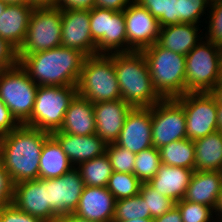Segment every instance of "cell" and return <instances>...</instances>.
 <instances>
[{
  "label": "cell",
  "mask_w": 222,
  "mask_h": 222,
  "mask_svg": "<svg viewBox=\"0 0 222 222\" xmlns=\"http://www.w3.org/2000/svg\"><path fill=\"white\" fill-rule=\"evenodd\" d=\"M147 61L155 90L163 99L185 94V55L161 47L157 42L141 51Z\"/></svg>",
  "instance_id": "cell-4"
},
{
  "label": "cell",
  "mask_w": 222,
  "mask_h": 222,
  "mask_svg": "<svg viewBox=\"0 0 222 222\" xmlns=\"http://www.w3.org/2000/svg\"><path fill=\"white\" fill-rule=\"evenodd\" d=\"M139 194L146 203L147 210L150 211L151 219L164 215L175 206V202L169 197L160 194L148 182L141 184Z\"/></svg>",
  "instance_id": "cell-33"
},
{
  "label": "cell",
  "mask_w": 222,
  "mask_h": 222,
  "mask_svg": "<svg viewBox=\"0 0 222 222\" xmlns=\"http://www.w3.org/2000/svg\"><path fill=\"white\" fill-rule=\"evenodd\" d=\"M95 0H56V7L59 9H92Z\"/></svg>",
  "instance_id": "cell-44"
},
{
  "label": "cell",
  "mask_w": 222,
  "mask_h": 222,
  "mask_svg": "<svg viewBox=\"0 0 222 222\" xmlns=\"http://www.w3.org/2000/svg\"><path fill=\"white\" fill-rule=\"evenodd\" d=\"M73 167L68 156L63 152L59 142L50 135L42 146L39 164V179L61 177Z\"/></svg>",
  "instance_id": "cell-26"
},
{
  "label": "cell",
  "mask_w": 222,
  "mask_h": 222,
  "mask_svg": "<svg viewBox=\"0 0 222 222\" xmlns=\"http://www.w3.org/2000/svg\"><path fill=\"white\" fill-rule=\"evenodd\" d=\"M161 164L184 167L195 171L194 141L184 138L159 148Z\"/></svg>",
  "instance_id": "cell-28"
},
{
  "label": "cell",
  "mask_w": 222,
  "mask_h": 222,
  "mask_svg": "<svg viewBox=\"0 0 222 222\" xmlns=\"http://www.w3.org/2000/svg\"><path fill=\"white\" fill-rule=\"evenodd\" d=\"M7 4L0 0V16L4 12Z\"/></svg>",
  "instance_id": "cell-55"
},
{
  "label": "cell",
  "mask_w": 222,
  "mask_h": 222,
  "mask_svg": "<svg viewBox=\"0 0 222 222\" xmlns=\"http://www.w3.org/2000/svg\"><path fill=\"white\" fill-rule=\"evenodd\" d=\"M161 157L159 149L154 146L136 154L134 175L143 183L149 182L159 170Z\"/></svg>",
  "instance_id": "cell-32"
},
{
  "label": "cell",
  "mask_w": 222,
  "mask_h": 222,
  "mask_svg": "<svg viewBox=\"0 0 222 222\" xmlns=\"http://www.w3.org/2000/svg\"><path fill=\"white\" fill-rule=\"evenodd\" d=\"M152 142L157 149L187 138L186 115L175 99H162L151 107Z\"/></svg>",
  "instance_id": "cell-12"
},
{
  "label": "cell",
  "mask_w": 222,
  "mask_h": 222,
  "mask_svg": "<svg viewBox=\"0 0 222 222\" xmlns=\"http://www.w3.org/2000/svg\"><path fill=\"white\" fill-rule=\"evenodd\" d=\"M62 12L57 7L33 9L25 40L17 55H28L61 46Z\"/></svg>",
  "instance_id": "cell-9"
},
{
  "label": "cell",
  "mask_w": 222,
  "mask_h": 222,
  "mask_svg": "<svg viewBox=\"0 0 222 222\" xmlns=\"http://www.w3.org/2000/svg\"><path fill=\"white\" fill-rule=\"evenodd\" d=\"M196 24L178 23L160 27L157 43L166 49L187 55L199 42Z\"/></svg>",
  "instance_id": "cell-25"
},
{
  "label": "cell",
  "mask_w": 222,
  "mask_h": 222,
  "mask_svg": "<svg viewBox=\"0 0 222 222\" xmlns=\"http://www.w3.org/2000/svg\"><path fill=\"white\" fill-rule=\"evenodd\" d=\"M0 222H43L40 218L32 216L17 209L13 204L0 208Z\"/></svg>",
  "instance_id": "cell-38"
},
{
  "label": "cell",
  "mask_w": 222,
  "mask_h": 222,
  "mask_svg": "<svg viewBox=\"0 0 222 222\" xmlns=\"http://www.w3.org/2000/svg\"><path fill=\"white\" fill-rule=\"evenodd\" d=\"M128 42V52H141L158 40V20L138 2H132L123 10Z\"/></svg>",
  "instance_id": "cell-13"
},
{
  "label": "cell",
  "mask_w": 222,
  "mask_h": 222,
  "mask_svg": "<svg viewBox=\"0 0 222 222\" xmlns=\"http://www.w3.org/2000/svg\"><path fill=\"white\" fill-rule=\"evenodd\" d=\"M77 86H38L30 119L24 124L48 133L61 128Z\"/></svg>",
  "instance_id": "cell-6"
},
{
  "label": "cell",
  "mask_w": 222,
  "mask_h": 222,
  "mask_svg": "<svg viewBox=\"0 0 222 222\" xmlns=\"http://www.w3.org/2000/svg\"><path fill=\"white\" fill-rule=\"evenodd\" d=\"M151 219L150 211L140 194L116 200L113 221Z\"/></svg>",
  "instance_id": "cell-31"
},
{
  "label": "cell",
  "mask_w": 222,
  "mask_h": 222,
  "mask_svg": "<svg viewBox=\"0 0 222 222\" xmlns=\"http://www.w3.org/2000/svg\"><path fill=\"white\" fill-rule=\"evenodd\" d=\"M32 9H43L56 7V0H29Z\"/></svg>",
  "instance_id": "cell-47"
},
{
  "label": "cell",
  "mask_w": 222,
  "mask_h": 222,
  "mask_svg": "<svg viewBox=\"0 0 222 222\" xmlns=\"http://www.w3.org/2000/svg\"><path fill=\"white\" fill-rule=\"evenodd\" d=\"M175 99L185 110L188 139L195 141L218 131L217 102L209 92H189Z\"/></svg>",
  "instance_id": "cell-11"
},
{
  "label": "cell",
  "mask_w": 222,
  "mask_h": 222,
  "mask_svg": "<svg viewBox=\"0 0 222 222\" xmlns=\"http://www.w3.org/2000/svg\"><path fill=\"white\" fill-rule=\"evenodd\" d=\"M13 183L0 161V208L12 204Z\"/></svg>",
  "instance_id": "cell-40"
},
{
  "label": "cell",
  "mask_w": 222,
  "mask_h": 222,
  "mask_svg": "<svg viewBox=\"0 0 222 222\" xmlns=\"http://www.w3.org/2000/svg\"><path fill=\"white\" fill-rule=\"evenodd\" d=\"M146 8L157 20L165 15L166 0H135Z\"/></svg>",
  "instance_id": "cell-43"
},
{
  "label": "cell",
  "mask_w": 222,
  "mask_h": 222,
  "mask_svg": "<svg viewBox=\"0 0 222 222\" xmlns=\"http://www.w3.org/2000/svg\"><path fill=\"white\" fill-rule=\"evenodd\" d=\"M12 204L17 209L40 218L43 222L57 220L48 204L47 179L38 178L13 185Z\"/></svg>",
  "instance_id": "cell-15"
},
{
  "label": "cell",
  "mask_w": 222,
  "mask_h": 222,
  "mask_svg": "<svg viewBox=\"0 0 222 222\" xmlns=\"http://www.w3.org/2000/svg\"><path fill=\"white\" fill-rule=\"evenodd\" d=\"M96 134L106 143H115L127 114L133 108L122 99L94 103Z\"/></svg>",
  "instance_id": "cell-18"
},
{
  "label": "cell",
  "mask_w": 222,
  "mask_h": 222,
  "mask_svg": "<svg viewBox=\"0 0 222 222\" xmlns=\"http://www.w3.org/2000/svg\"><path fill=\"white\" fill-rule=\"evenodd\" d=\"M37 89L38 85L19 63L0 71V99L20 125L30 119Z\"/></svg>",
  "instance_id": "cell-7"
},
{
  "label": "cell",
  "mask_w": 222,
  "mask_h": 222,
  "mask_svg": "<svg viewBox=\"0 0 222 222\" xmlns=\"http://www.w3.org/2000/svg\"><path fill=\"white\" fill-rule=\"evenodd\" d=\"M217 1H220V0H208V2H209L210 4H212V3H214V2H217Z\"/></svg>",
  "instance_id": "cell-56"
},
{
  "label": "cell",
  "mask_w": 222,
  "mask_h": 222,
  "mask_svg": "<svg viewBox=\"0 0 222 222\" xmlns=\"http://www.w3.org/2000/svg\"><path fill=\"white\" fill-rule=\"evenodd\" d=\"M89 16L90 32L93 41L96 43V55H109L110 53L112 54V52L128 53L123 11H113L93 7L89 10Z\"/></svg>",
  "instance_id": "cell-10"
},
{
  "label": "cell",
  "mask_w": 222,
  "mask_h": 222,
  "mask_svg": "<svg viewBox=\"0 0 222 222\" xmlns=\"http://www.w3.org/2000/svg\"><path fill=\"white\" fill-rule=\"evenodd\" d=\"M115 197L106 187L85 186L73 214L96 222H113Z\"/></svg>",
  "instance_id": "cell-19"
},
{
  "label": "cell",
  "mask_w": 222,
  "mask_h": 222,
  "mask_svg": "<svg viewBox=\"0 0 222 222\" xmlns=\"http://www.w3.org/2000/svg\"><path fill=\"white\" fill-rule=\"evenodd\" d=\"M59 130L71 135L95 134L96 122L93 103L77 94L70 102Z\"/></svg>",
  "instance_id": "cell-23"
},
{
  "label": "cell",
  "mask_w": 222,
  "mask_h": 222,
  "mask_svg": "<svg viewBox=\"0 0 222 222\" xmlns=\"http://www.w3.org/2000/svg\"><path fill=\"white\" fill-rule=\"evenodd\" d=\"M61 46L79 50L86 57L96 55L90 32L88 9H62Z\"/></svg>",
  "instance_id": "cell-16"
},
{
  "label": "cell",
  "mask_w": 222,
  "mask_h": 222,
  "mask_svg": "<svg viewBox=\"0 0 222 222\" xmlns=\"http://www.w3.org/2000/svg\"><path fill=\"white\" fill-rule=\"evenodd\" d=\"M131 2V0H95L94 7L113 11H123Z\"/></svg>",
  "instance_id": "cell-45"
},
{
  "label": "cell",
  "mask_w": 222,
  "mask_h": 222,
  "mask_svg": "<svg viewBox=\"0 0 222 222\" xmlns=\"http://www.w3.org/2000/svg\"><path fill=\"white\" fill-rule=\"evenodd\" d=\"M85 184L76 167L61 177L47 179L48 204L58 218L74 213L79 204Z\"/></svg>",
  "instance_id": "cell-14"
},
{
  "label": "cell",
  "mask_w": 222,
  "mask_h": 222,
  "mask_svg": "<svg viewBox=\"0 0 222 222\" xmlns=\"http://www.w3.org/2000/svg\"><path fill=\"white\" fill-rule=\"evenodd\" d=\"M28 5H7L0 16V37L17 50L25 40L28 22L32 13Z\"/></svg>",
  "instance_id": "cell-24"
},
{
  "label": "cell",
  "mask_w": 222,
  "mask_h": 222,
  "mask_svg": "<svg viewBox=\"0 0 222 222\" xmlns=\"http://www.w3.org/2000/svg\"><path fill=\"white\" fill-rule=\"evenodd\" d=\"M18 63L17 49L0 37V71L14 67Z\"/></svg>",
  "instance_id": "cell-39"
},
{
  "label": "cell",
  "mask_w": 222,
  "mask_h": 222,
  "mask_svg": "<svg viewBox=\"0 0 222 222\" xmlns=\"http://www.w3.org/2000/svg\"><path fill=\"white\" fill-rule=\"evenodd\" d=\"M106 154L114 172L134 174L136 154L118 146L116 143L107 144Z\"/></svg>",
  "instance_id": "cell-34"
},
{
  "label": "cell",
  "mask_w": 222,
  "mask_h": 222,
  "mask_svg": "<svg viewBox=\"0 0 222 222\" xmlns=\"http://www.w3.org/2000/svg\"><path fill=\"white\" fill-rule=\"evenodd\" d=\"M113 222H153V219H134L126 221H113Z\"/></svg>",
  "instance_id": "cell-53"
},
{
  "label": "cell",
  "mask_w": 222,
  "mask_h": 222,
  "mask_svg": "<svg viewBox=\"0 0 222 222\" xmlns=\"http://www.w3.org/2000/svg\"><path fill=\"white\" fill-rule=\"evenodd\" d=\"M153 222H182V218L179 209L174 206L164 215L153 219Z\"/></svg>",
  "instance_id": "cell-46"
},
{
  "label": "cell",
  "mask_w": 222,
  "mask_h": 222,
  "mask_svg": "<svg viewBox=\"0 0 222 222\" xmlns=\"http://www.w3.org/2000/svg\"><path fill=\"white\" fill-rule=\"evenodd\" d=\"M51 135L59 142L70 162L73 165L76 163V166L106 153L107 144L96 133L80 136L57 130Z\"/></svg>",
  "instance_id": "cell-20"
},
{
  "label": "cell",
  "mask_w": 222,
  "mask_h": 222,
  "mask_svg": "<svg viewBox=\"0 0 222 222\" xmlns=\"http://www.w3.org/2000/svg\"><path fill=\"white\" fill-rule=\"evenodd\" d=\"M221 49L206 40L199 42L185 56V94L209 92L218 83Z\"/></svg>",
  "instance_id": "cell-8"
},
{
  "label": "cell",
  "mask_w": 222,
  "mask_h": 222,
  "mask_svg": "<svg viewBox=\"0 0 222 222\" xmlns=\"http://www.w3.org/2000/svg\"><path fill=\"white\" fill-rule=\"evenodd\" d=\"M195 171L222 172V132L212 134L194 141Z\"/></svg>",
  "instance_id": "cell-27"
},
{
  "label": "cell",
  "mask_w": 222,
  "mask_h": 222,
  "mask_svg": "<svg viewBox=\"0 0 222 222\" xmlns=\"http://www.w3.org/2000/svg\"><path fill=\"white\" fill-rule=\"evenodd\" d=\"M221 187V171H194L183 199L215 210Z\"/></svg>",
  "instance_id": "cell-21"
},
{
  "label": "cell",
  "mask_w": 222,
  "mask_h": 222,
  "mask_svg": "<svg viewBox=\"0 0 222 222\" xmlns=\"http://www.w3.org/2000/svg\"><path fill=\"white\" fill-rule=\"evenodd\" d=\"M160 27L179 23L178 0H166L165 15L158 20Z\"/></svg>",
  "instance_id": "cell-42"
},
{
  "label": "cell",
  "mask_w": 222,
  "mask_h": 222,
  "mask_svg": "<svg viewBox=\"0 0 222 222\" xmlns=\"http://www.w3.org/2000/svg\"><path fill=\"white\" fill-rule=\"evenodd\" d=\"M78 170L85 186L106 187L112 175V165L105 153L102 156L78 164Z\"/></svg>",
  "instance_id": "cell-29"
},
{
  "label": "cell",
  "mask_w": 222,
  "mask_h": 222,
  "mask_svg": "<svg viewBox=\"0 0 222 222\" xmlns=\"http://www.w3.org/2000/svg\"><path fill=\"white\" fill-rule=\"evenodd\" d=\"M217 124L218 131L222 132V104L217 103Z\"/></svg>",
  "instance_id": "cell-50"
},
{
  "label": "cell",
  "mask_w": 222,
  "mask_h": 222,
  "mask_svg": "<svg viewBox=\"0 0 222 222\" xmlns=\"http://www.w3.org/2000/svg\"><path fill=\"white\" fill-rule=\"evenodd\" d=\"M207 4L208 0H178L179 23L198 24Z\"/></svg>",
  "instance_id": "cell-36"
},
{
  "label": "cell",
  "mask_w": 222,
  "mask_h": 222,
  "mask_svg": "<svg viewBox=\"0 0 222 222\" xmlns=\"http://www.w3.org/2000/svg\"><path fill=\"white\" fill-rule=\"evenodd\" d=\"M179 209L182 222H211L213 208L184 199L175 203Z\"/></svg>",
  "instance_id": "cell-35"
},
{
  "label": "cell",
  "mask_w": 222,
  "mask_h": 222,
  "mask_svg": "<svg viewBox=\"0 0 222 222\" xmlns=\"http://www.w3.org/2000/svg\"><path fill=\"white\" fill-rule=\"evenodd\" d=\"M214 212H218L217 215L220 216L218 218L222 219V187H221V191H220V194H219L218 203H217V206H216Z\"/></svg>",
  "instance_id": "cell-52"
},
{
  "label": "cell",
  "mask_w": 222,
  "mask_h": 222,
  "mask_svg": "<svg viewBox=\"0 0 222 222\" xmlns=\"http://www.w3.org/2000/svg\"><path fill=\"white\" fill-rule=\"evenodd\" d=\"M50 135L23 124L0 140V161L13 185L39 178L42 146Z\"/></svg>",
  "instance_id": "cell-1"
},
{
  "label": "cell",
  "mask_w": 222,
  "mask_h": 222,
  "mask_svg": "<svg viewBox=\"0 0 222 222\" xmlns=\"http://www.w3.org/2000/svg\"><path fill=\"white\" fill-rule=\"evenodd\" d=\"M55 222H96V221L86 220L72 213L58 217Z\"/></svg>",
  "instance_id": "cell-48"
},
{
  "label": "cell",
  "mask_w": 222,
  "mask_h": 222,
  "mask_svg": "<svg viewBox=\"0 0 222 222\" xmlns=\"http://www.w3.org/2000/svg\"><path fill=\"white\" fill-rule=\"evenodd\" d=\"M77 93L93 104L121 99L114 53L97 54L84 59Z\"/></svg>",
  "instance_id": "cell-5"
},
{
  "label": "cell",
  "mask_w": 222,
  "mask_h": 222,
  "mask_svg": "<svg viewBox=\"0 0 222 222\" xmlns=\"http://www.w3.org/2000/svg\"><path fill=\"white\" fill-rule=\"evenodd\" d=\"M85 58L79 50L64 46L18 55L19 64L38 86H77Z\"/></svg>",
  "instance_id": "cell-2"
},
{
  "label": "cell",
  "mask_w": 222,
  "mask_h": 222,
  "mask_svg": "<svg viewBox=\"0 0 222 222\" xmlns=\"http://www.w3.org/2000/svg\"><path fill=\"white\" fill-rule=\"evenodd\" d=\"M121 99L134 107H152L163 98L155 90L142 52L114 53Z\"/></svg>",
  "instance_id": "cell-3"
},
{
  "label": "cell",
  "mask_w": 222,
  "mask_h": 222,
  "mask_svg": "<svg viewBox=\"0 0 222 222\" xmlns=\"http://www.w3.org/2000/svg\"><path fill=\"white\" fill-rule=\"evenodd\" d=\"M209 93L214 97L215 101L222 104V82H218Z\"/></svg>",
  "instance_id": "cell-49"
},
{
  "label": "cell",
  "mask_w": 222,
  "mask_h": 222,
  "mask_svg": "<svg viewBox=\"0 0 222 222\" xmlns=\"http://www.w3.org/2000/svg\"><path fill=\"white\" fill-rule=\"evenodd\" d=\"M193 172L192 169L161 164L156 175L148 183L176 203L183 199Z\"/></svg>",
  "instance_id": "cell-22"
},
{
  "label": "cell",
  "mask_w": 222,
  "mask_h": 222,
  "mask_svg": "<svg viewBox=\"0 0 222 222\" xmlns=\"http://www.w3.org/2000/svg\"><path fill=\"white\" fill-rule=\"evenodd\" d=\"M20 124L12 116L10 110L0 99V140H2L9 132L13 131Z\"/></svg>",
  "instance_id": "cell-41"
},
{
  "label": "cell",
  "mask_w": 222,
  "mask_h": 222,
  "mask_svg": "<svg viewBox=\"0 0 222 222\" xmlns=\"http://www.w3.org/2000/svg\"><path fill=\"white\" fill-rule=\"evenodd\" d=\"M141 184L134 174L113 171L106 188L116 200H121L138 195Z\"/></svg>",
  "instance_id": "cell-30"
},
{
  "label": "cell",
  "mask_w": 222,
  "mask_h": 222,
  "mask_svg": "<svg viewBox=\"0 0 222 222\" xmlns=\"http://www.w3.org/2000/svg\"><path fill=\"white\" fill-rule=\"evenodd\" d=\"M209 29L206 39L222 48V0L210 4Z\"/></svg>",
  "instance_id": "cell-37"
},
{
  "label": "cell",
  "mask_w": 222,
  "mask_h": 222,
  "mask_svg": "<svg viewBox=\"0 0 222 222\" xmlns=\"http://www.w3.org/2000/svg\"><path fill=\"white\" fill-rule=\"evenodd\" d=\"M7 5H28L29 6V0H1Z\"/></svg>",
  "instance_id": "cell-51"
},
{
  "label": "cell",
  "mask_w": 222,
  "mask_h": 222,
  "mask_svg": "<svg viewBox=\"0 0 222 222\" xmlns=\"http://www.w3.org/2000/svg\"><path fill=\"white\" fill-rule=\"evenodd\" d=\"M218 82H222V49H221V55H220V61H219V80Z\"/></svg>",
  "instance_id": "cell-54"
},
{
  "label": "cell",
  "mask_w": 222,
  "mask_h": 222,
  "mask_svg": "<svg viewBox=\"0 0 222 222\" xmlns=\"http://www.w3.org/2000/svg\"><path fill=\"white\" fill-rule=\"evenodd\" d=\"M115 143L135 154L152 147L151 107L132 108Z\"/></svg>",
  "instance_id": "cell-17"
}]
</instances>
